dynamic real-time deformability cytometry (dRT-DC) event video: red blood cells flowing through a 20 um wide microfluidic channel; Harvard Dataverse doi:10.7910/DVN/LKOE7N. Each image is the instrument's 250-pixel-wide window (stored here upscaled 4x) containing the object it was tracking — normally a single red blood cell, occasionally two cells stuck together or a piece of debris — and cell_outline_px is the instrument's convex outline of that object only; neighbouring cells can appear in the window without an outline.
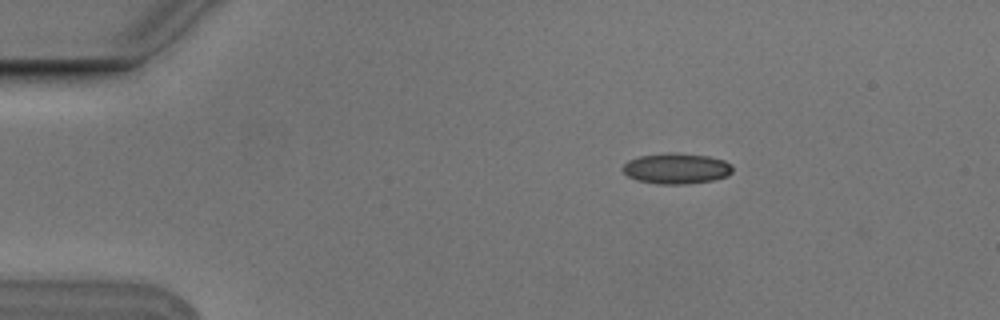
{"species": "Egyptian fruit bat (a non-hibernating species)", "species_latin": "Rousettus aegyptiacus", "temperature_condition": "cold", "stored_images_in_passage": 3, "camera_frame_rate_fps": 3000, "um_per_image_px": 0.085, "animal": {"sex": "male"}, "frame": {"image": 1, "passage_image": 1, "time_ms": 0.0, "image_size_px": [1000, 320], "cell_outline_px": [[732, 172], [728, 176], [712, 180], [688, 184], [656, 184], [636, 180], [628, 176], [620, 168], [628, 160], [640, 156], [668, 152], [676, 152], [708, 156], [724, 160], [732, 164]], "centroid_in_image_um": [57.49, 14.32], "position_along_channel_um": 27.5, "area_um2": 19.88}}